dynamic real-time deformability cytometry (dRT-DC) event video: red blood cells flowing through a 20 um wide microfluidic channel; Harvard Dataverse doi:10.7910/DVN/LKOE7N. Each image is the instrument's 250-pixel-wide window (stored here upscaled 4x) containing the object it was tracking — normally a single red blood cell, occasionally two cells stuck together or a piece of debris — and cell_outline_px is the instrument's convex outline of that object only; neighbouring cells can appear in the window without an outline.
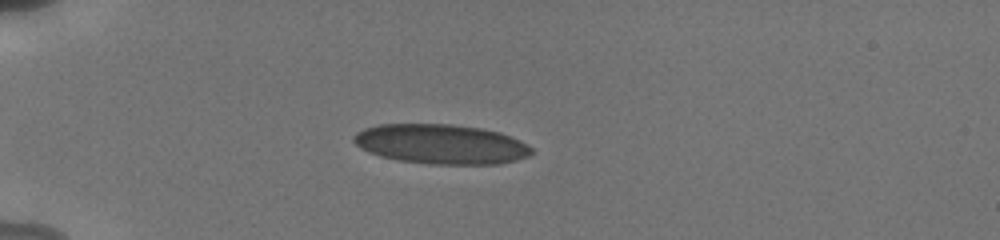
{"species": "human", "species_latin": "Homo sapiens", "temperature_condition": "cold", "stored_images_in_passage": 31, "camera_frame_rate_fps": 3000, "um_per_image_px": 0.085, "donor": {"sex": "male"}, "frame": {"image": 1, "passage_image": 2, "time_ms": 0.667, "image_size_px": [1000, 240], "cell_outline_px": [[536, 152], [528, 156], [516, 160], [500, 164], [428, 164], [400, 160], [380, 156], [368, 152], [360, 148], [352, 140], [352, 136], [356, 132], [364, 128], [380, 124], [452, 124], [480, 128], [500, 132], [520, 140], [528, 144]], "centroid_in_image_um": [37.5, 12.25], "position_along_channel_um": 47.5, "area_um2": 41.44}}
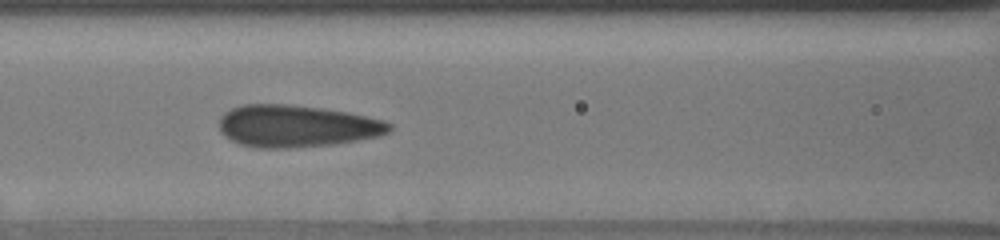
{"frame": {"image": 2, "passage_image": 9, "time_ms": 4.0, "image_size_px": [1000, 240], "cell_outline_px": [[392, 128], [388, 132], [376, 136], [356, 140], [332, 144], [288, 148], [256, 148], [240, 144], [224, 136], [220, 132], [220, 116], [224, 112], [240, 104], [288, 104], [320, 108], [348, 112], [384, 120], [392, 124]], "centroid_in_image_um": [25.17, 10.71], "position_along_channel_um": 141.4, "area_um2": 41.67}}
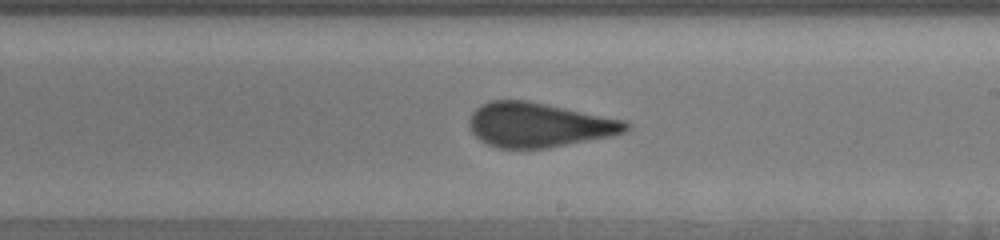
{"frame": {"image": 3, "passage_image": 20, "time_ms": 6.667, "image_size_px": [1000, 240], "cell_outline_px": [[632, 124], [624, 132], [612, 136], [548, 148], [500, 148], [488, 144], [480, 140], [472, 132], [468, 124], [468, 120], [472, 112], [480, 104], [488, 100], [528, 100], [624, 120]], "centroid_in_image_um": [45.78, 10.61], "position_along_channel_um": 243.2, "area_um2": 40.69}}